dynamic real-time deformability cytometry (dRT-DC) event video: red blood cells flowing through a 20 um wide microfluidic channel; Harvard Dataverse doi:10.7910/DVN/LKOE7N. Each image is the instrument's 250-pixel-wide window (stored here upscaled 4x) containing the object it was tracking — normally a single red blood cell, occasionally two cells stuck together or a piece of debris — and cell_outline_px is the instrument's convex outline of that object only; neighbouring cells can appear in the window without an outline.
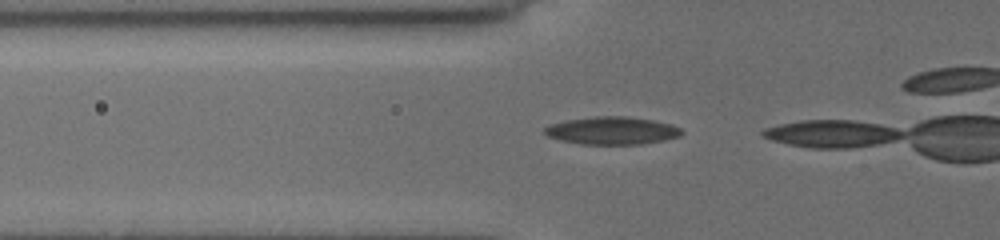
{"species": "common noctule bat (a hibernating species)", "species_latin": "Nyctalus noctula", "temperature_condition": "cold", "stored_images_in_passage": 17, "camera_frame_rate_fps": 3000, "um_per_image_px": 0.085, "animal": {"sex": "female", "body_mass_g": 19.5, "forearm_length_mm": 54.1}, "frame": {"image": 1, "passage_image": 16, "time_ms": 5.0, "image_size_px": [1000, 240], "cell_outline_px": [[684, 132], [680, 136], [640, 144], [580, 144], [560, 140], [548, 136], [544, 132], [544, 128], [552, 124], [568, 120], [592, 116], [628, 116], [652, 120], [672, 124], [680, 128]], "centroid_in_image_um": [52.03, 11.09], "position_along_channel_um": 73.8, "area_um2": 21.96}}